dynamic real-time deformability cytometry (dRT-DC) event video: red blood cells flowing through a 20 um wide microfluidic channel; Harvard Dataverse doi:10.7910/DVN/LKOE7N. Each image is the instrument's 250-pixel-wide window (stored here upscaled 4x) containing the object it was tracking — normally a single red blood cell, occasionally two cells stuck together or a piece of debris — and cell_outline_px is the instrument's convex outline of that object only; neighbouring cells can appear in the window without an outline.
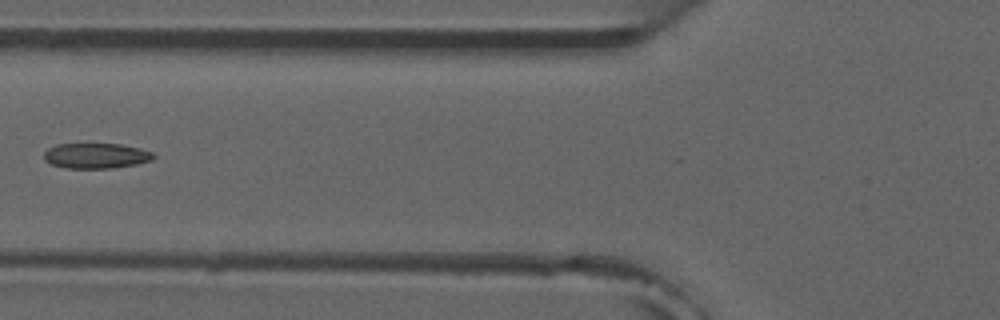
{"species": "common noctule bat (a hibernating species)", "species_latin": "Nyctalus noctula", "temperature_condition": "room temperature", "stored_images_in_passage": 7, "camera_frame_rate_fps": 3000, "um_per_image_px": 0.085, "animal": {"sex": "male", "forearm_length_mm": 52.5}, "frame": {"image": 1, "passage_image": 6, "time_ms": 5.667, "image_size_px": [1000, 320], "cell_outline_px": [[156, 156], [152, 160], [136, 164], [112, 168], [68, 168], [52, 164], [44, 160], [44, 152], [48, 148], [56, 144], [120, 144], [140, 148], [152, 152]], "centroid_in_image_um": [8.17, 13.23], "position_along_channel_um": 117.6, "area_um2": 16.13}}
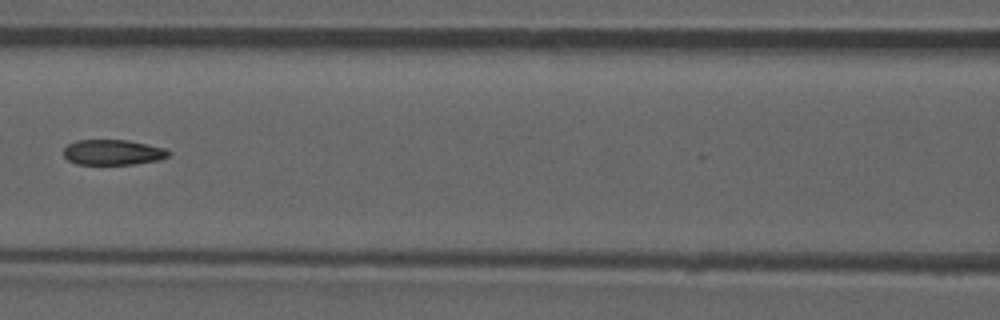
{"frame": {"image": 2, "passage_image": 7, "time_ms": 6.667, "image_size_px": [1000, 320], "cell_outline_px": [[172, 152], [168, 156], [160, 160], [136, 164], [76, 164], [68, 160], [64, 156], [64, 148], [68, 144], [76, 140], [128, 140], [148, 144], [164, 148]], "centroid_in_image_um": [9.61, 12.94], "position_along_channel_um": 157.0, "area_um2": 15.61}}